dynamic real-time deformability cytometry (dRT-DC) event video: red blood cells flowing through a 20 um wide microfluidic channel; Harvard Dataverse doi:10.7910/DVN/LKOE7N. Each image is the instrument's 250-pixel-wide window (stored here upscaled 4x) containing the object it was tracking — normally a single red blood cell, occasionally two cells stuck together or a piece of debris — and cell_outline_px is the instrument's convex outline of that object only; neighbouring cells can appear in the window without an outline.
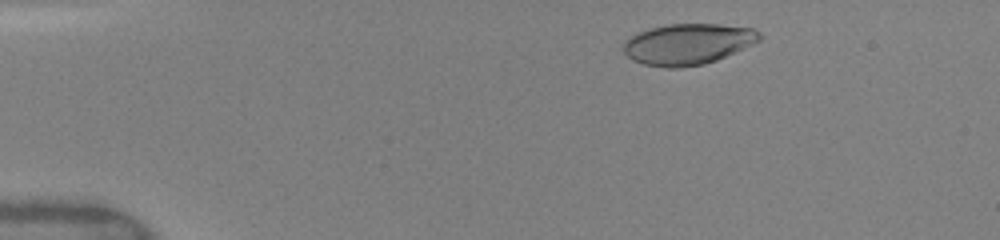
{"species": "human", "species_latin": "Homo sapiens", "temperature_condition": "warm", "stored_images_in_passage": 24, "camera_frame_rate_fps": 3000, "um_per_image_px": 0.085, "donor": {"sex": "female"}, "frame": {"image": 1, "passage_image": 5, "time_ms": 1.333, "image_size_px": [1000, 240], "cell_outline_px": [[760, 40], [752, 44], [716, 60], [704, 64], [676, 68], [668, 68], [644, 64], [632, 60], [624, 52], [624, 40], [640, 32], [652, 28], [668, 24], [716, 24], [752, 28], [760, 32]], "centroid_in_image_um": [58.45, 3.75], "position_along_channel_um": 26.5, "area_um2": 32.08}}
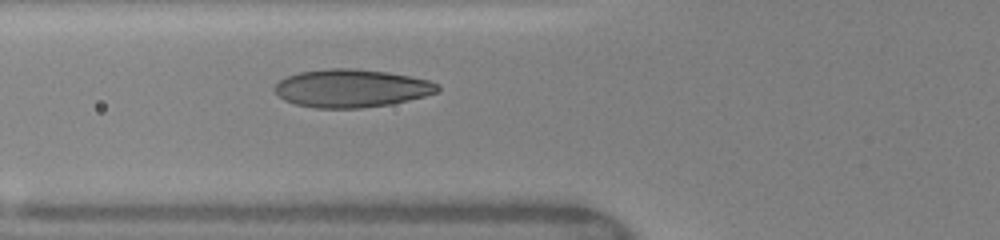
{"frame": {"image": 2, "passage_image": 13, "time_ms": 5.0, "image_size_px": [1000, 240], "cell_outline_px": [[440, 88], [436, 92], [424, 96], [392, 104], [360, 108], [316, 108], [296, 104], [284, 100], [272, 88], [280, 80], [288, 76], [300, 72], [328, 68], [356, 68], [388, 72], [428, 80], [440, 84]], "centroid_in_image_um": [29.87, 7.5], "position_along_channel_um": 95.9, "area_um2": 36.07}}
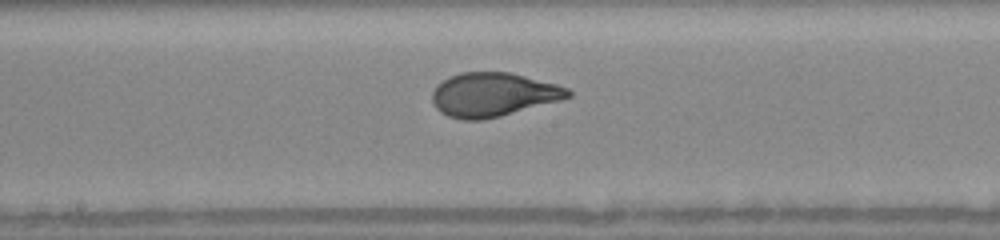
{"frame": {"image": 3, "passage_image": 19, "time_ms": 7.667, "image_size_px": [1000, 240], "cell_outline_px": [[572, 96], [560, 100], [500, 116], [480, 120], [464, 120], [448, 116], [440, 112], [432, 104], [432, 92], [436, 84], [448, 76], [460, 72], [512, 72], [556, 84], [568, 88], [572, 92]], "centroid_in_image_um": [41.88, 8.03], "position_along_channel_um": 206.3, "area_um2": 34.91}}